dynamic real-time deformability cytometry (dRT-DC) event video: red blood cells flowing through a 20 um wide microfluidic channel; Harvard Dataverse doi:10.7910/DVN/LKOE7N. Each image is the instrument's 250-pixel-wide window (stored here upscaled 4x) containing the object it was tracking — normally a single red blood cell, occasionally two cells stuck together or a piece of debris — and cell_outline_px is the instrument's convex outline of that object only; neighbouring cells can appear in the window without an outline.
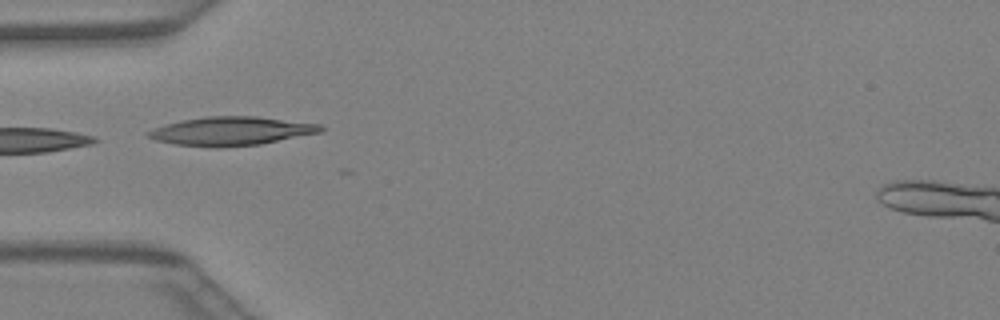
{"species": "Egyptian fruit bat (a non-hibernating species)", "species_latin": "Rousettus aegyptiacus", "temperature_condition": "warm", "stored_images_in_passage": 16, "camera_frame_rate_fps": 3000, "um_per_image_px": 0.085, "animal": {"sex": "female"}, "frame": {"image": 1, "passage_image": 1, "time_ms": 0.0, "image_size_px": [1000, 320], "cell_outline_px": [[324, 128], [320, 132], [260, 144], [216, 148], [172, 144], [156, 140], [148, 136], [148, 132], [152, 128], [180, 120], [204, 116], [256, 116], [320, 124]], "centroid_in_image_um": [19.61, 11.14], "position_along_channel_um": 65.4, "area_um2": 28.78}}